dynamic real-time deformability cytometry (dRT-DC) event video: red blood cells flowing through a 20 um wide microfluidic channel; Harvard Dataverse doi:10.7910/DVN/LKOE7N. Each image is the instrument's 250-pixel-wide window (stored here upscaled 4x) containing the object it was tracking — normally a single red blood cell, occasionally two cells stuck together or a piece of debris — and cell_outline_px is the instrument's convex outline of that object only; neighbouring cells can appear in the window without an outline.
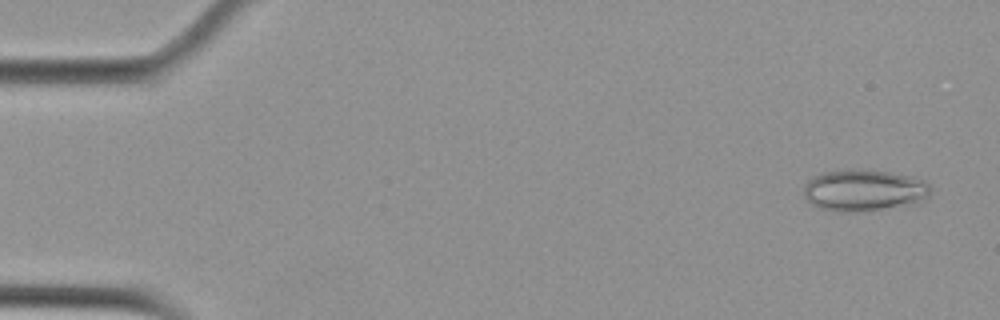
{"species": "Egyptian fruit bat (a non-hibernating species)", "species_latin": "Rousettus aegyptiacus", "temperature_condition": "cold", "stored_images_in_passage": 29, "camera_frame_rate_fps": 3000, "um_per_image_px": 0.085, "animal": {"sex": "female"}, "frame": {"image": 1, "passage_image": 2, "time_ms": 0.333, "image_size_px": [1000, 320], "cell_outline_px": [[932, 188], [928, 196], [920, 204], [856, 212], [844, 212], [820, 208], [812, 204], [804, 196], [804, 184], [808, 180], [824, 172], [848, 168], [888, 172], [912, 176], [924, 180]], "centroid_in_image_um": [73.48, 16.18], "position_along_channel_um": 11.5, "area_um2": 31.1}}
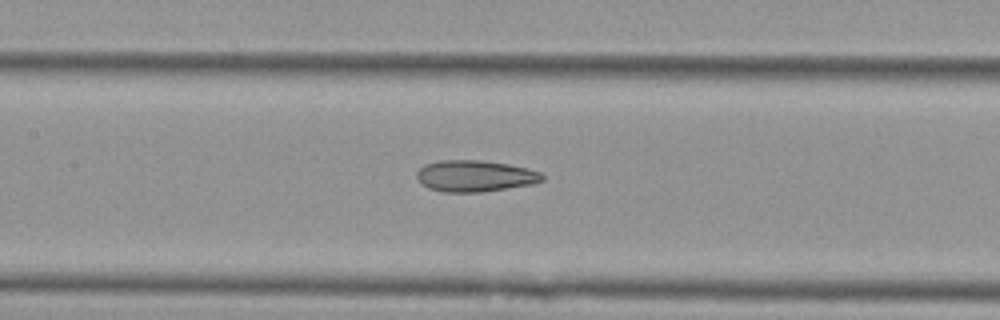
{"frame": {"image": 2, "passage_image": 25, "time_ms": 8.0, "image_size_px": [1000, 320], "cell_outline_px": [[544, 180], [532, 184], [484, 192], [444, 192], [428, 188], [420, 184], [416, 176], [416, 172], [424, 164], [440, 160], [480, 160], [508, 164], [528, 168], [540, 172], [544, 176]], "centroid_in_image_um": [40.35, 14.96], "position_along_channel_um": 167.0, "area_um2": 23.18}}
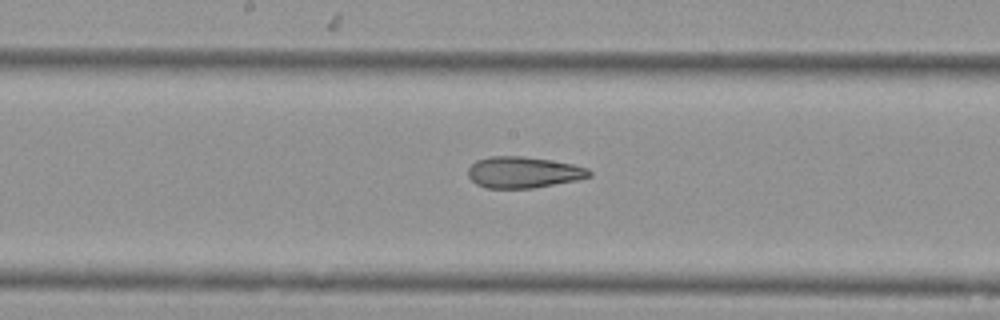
{"frame": {"image": 3, "passage_image": 28, "time_ms": 9.0, "image_size_px": [1000, 320], "cell_outline_px": [[592, 176], [576, 180], [532, 188], [484, 188], [476, 184], [468, 176], [468, 168], [476, 160], [488, 156], [524, 156], [552, 160], [572, 164], [588, 168], [592, 172]], "centroid_in_image_um": [44.47, 14.64], "position_along_channel_um": 203.7, "area_um2": 22.2}}